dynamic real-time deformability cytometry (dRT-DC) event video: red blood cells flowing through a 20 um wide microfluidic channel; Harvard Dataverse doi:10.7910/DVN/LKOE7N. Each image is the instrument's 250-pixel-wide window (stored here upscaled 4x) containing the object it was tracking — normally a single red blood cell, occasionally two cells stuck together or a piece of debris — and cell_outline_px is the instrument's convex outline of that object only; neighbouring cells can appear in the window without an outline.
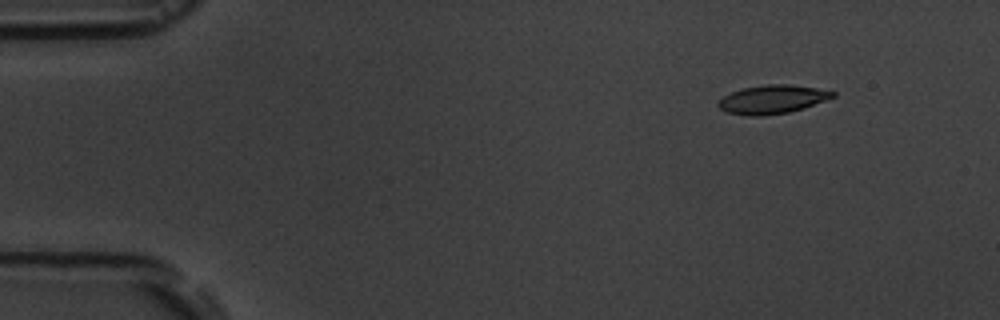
{"species": "common noctule bat (a hibernating species)", "species_latin": "Nyctalus noctula", "temperature_condition": "room temperature", "stored_images_in_passage": 5, "camera_frame_rate_fps": 3000, "um_per_image_px": 0.085, "animal": {"sex": "male", "body_mass_g": 19.5, "forearm_length_mm": 54.6}, "frame": {"image": 1, "passage_image": 2, "time_ms": 1.333, "image_size_px": [1000, 320], "cell_outline_px": [[836, 96], [804, 108], [788, 112], [760, 116], [748, 116], [728, 112], [720, 108], [716, 104], [724, 96], [732, 92], [744, 88], [768, 84], [788, 84], [816, 88], [836, 92]], "centroid_in_image_um": [65.66, 8.45], "position_along_channel_um": 19.3, "area_um2": 18.84}}
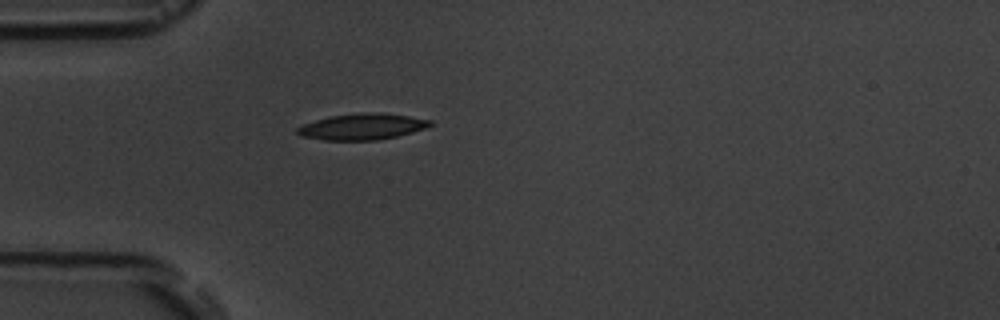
{"frame": {"image": 2, "passage_image": 5, "time_ms": 4.667, "image_size_px": [1000, 320], "cell_outline_px": [[432, 124], [424, 128], [412, 132], [380, 140], [324, 140], [300, 136], [296, 132], [296, 128], [304, 124], [316, 120], [332, 116], [368, 112], [376, 112], [408, 116], [432, 120]], "centroid_in_image_um": [30.77, 10.77], "position_along_channel_um": 54.2, "area_um2": 20.0}}